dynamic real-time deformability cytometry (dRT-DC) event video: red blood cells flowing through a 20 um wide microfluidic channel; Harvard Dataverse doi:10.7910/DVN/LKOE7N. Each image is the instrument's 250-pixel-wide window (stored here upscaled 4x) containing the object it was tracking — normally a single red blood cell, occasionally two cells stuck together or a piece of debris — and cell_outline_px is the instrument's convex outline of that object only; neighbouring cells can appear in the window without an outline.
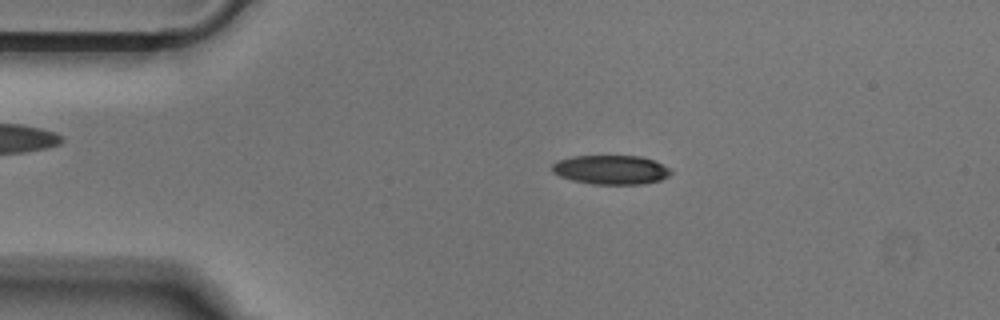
{"species": "Egyptian fruit bat (a non-hibernating species)", "species_latin": "Rousettus aegyptiacus", "temperature_condition": "cold", "stored_images_in_passage": 50, "camera_frame_rate_fps": 3000, "um_per_image_px": 0.085, "animal": {"sex": "male"}, "frame": {"image": 1, "passage_image": 9, "time_ms": 2.667, "image_size_px": [1000, 320], "cell_outline_px": [[672, 172], [668, 176], [660, 180], [644, 184], [592, 184], [572, 180], [560, 176], [552, 172], [552, 164], [556, 160], [572, 156], [640, 156], [652, 160], [668, 168]], "centroid_in_image_um": [51.88, 14.43], "position_along_channel_um": 33.1, "area_um2": 20.11}}
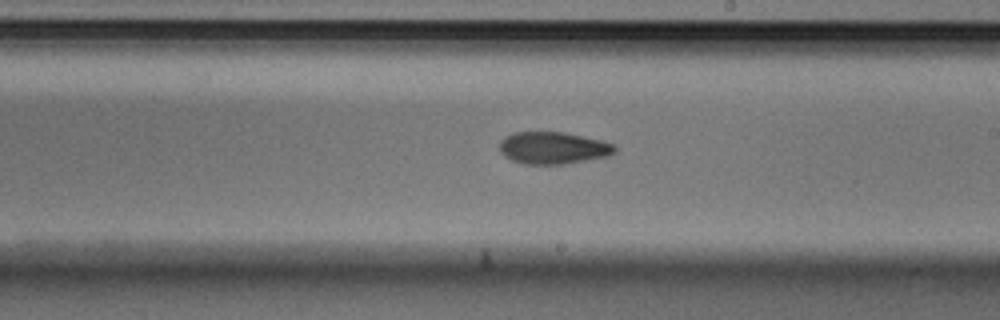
{"frame": {"image": 2, "passage_image": 28, "time_ms": 9.0, "image_size_px": [1000, 320], "cell_outline_px": [[616, 152], [608, 156], [564, 164], [524, 164], [512, 160], [504, 156], [500, 152], [500, 140], [504, 136], [512, 132], [564, 132], [600, 140], [612, 144], [616, 148]], "centroid_in_image_um": [46.97, 12.57], "position_along_channel_um": 242.0, "area_um2": 21.56}}
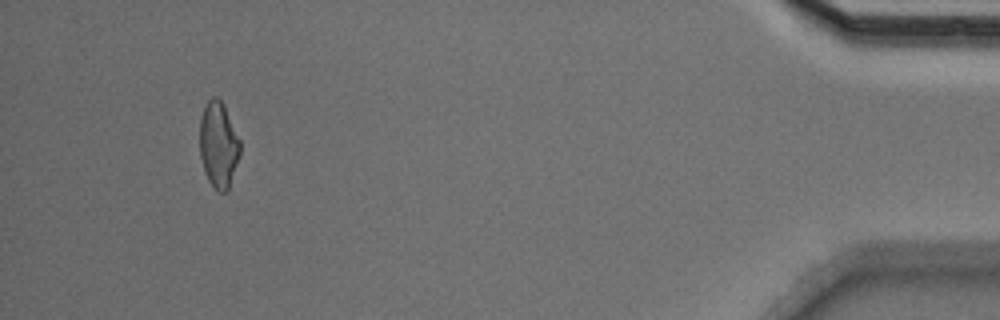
{"frame": {"image": 3, "passage_image": 47, "time_ms": 15.333, "image_size_px": [1000, 320], "cell_outline_px": [[240, 152], [228, 192], [216, 192], [208, 180], [204, 172], [200, 156], [200, 120], [204, 108], [208, 100], [212, 96], [216, 96], [224, 104], [240, 140]], "centroid_in_image_um": [18.57, 12.33], "position_along_channel_um": 416.6, "area_um2": 20.35}}